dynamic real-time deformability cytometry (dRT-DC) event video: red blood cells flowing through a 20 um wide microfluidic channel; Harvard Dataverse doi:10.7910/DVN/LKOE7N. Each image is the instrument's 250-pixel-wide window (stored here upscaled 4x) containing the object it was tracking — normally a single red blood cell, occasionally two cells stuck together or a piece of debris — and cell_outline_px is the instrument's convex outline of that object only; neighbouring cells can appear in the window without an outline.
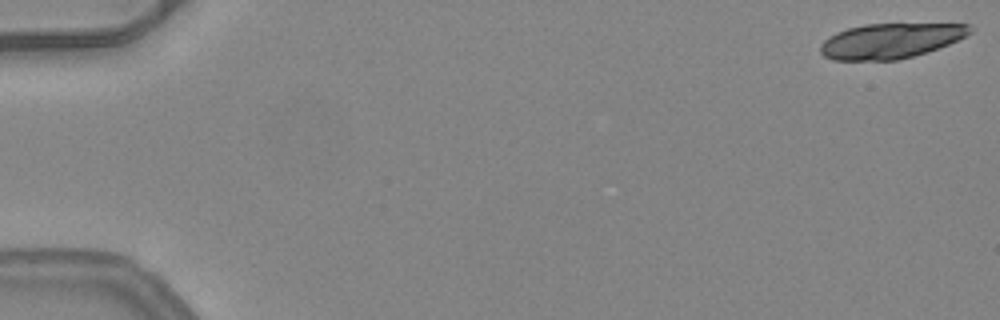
{"species": "common noctule bat (a hibernating species)", "species_latin": "Nyctalus noctula", "temperature_condition": "warm", "stored_images_in_passage": 19, "camera_frame_rate_fps": 3000, "um_per_image_px": 0.085, "animal": {"sex": "female", "body_mass_g": 24.6, "forearm_length_mm": 56.2}, "frame": {"image": 1, "passage_image": 1, "time_ms": 0.0, "image_size_px": [1000, 320], "cell_outline_px": [[972, 32], [948, 44], [900, 60], [832, 60], [824, 56], [820, 52], [820, 44], [828, 36], [836, 32], [848, 28], [864, 24], [972, 24]], "centroid_in_image_um": [75.64, 3.47], "position_along_channel_um": 9.4, "area_um2": 30.4}}